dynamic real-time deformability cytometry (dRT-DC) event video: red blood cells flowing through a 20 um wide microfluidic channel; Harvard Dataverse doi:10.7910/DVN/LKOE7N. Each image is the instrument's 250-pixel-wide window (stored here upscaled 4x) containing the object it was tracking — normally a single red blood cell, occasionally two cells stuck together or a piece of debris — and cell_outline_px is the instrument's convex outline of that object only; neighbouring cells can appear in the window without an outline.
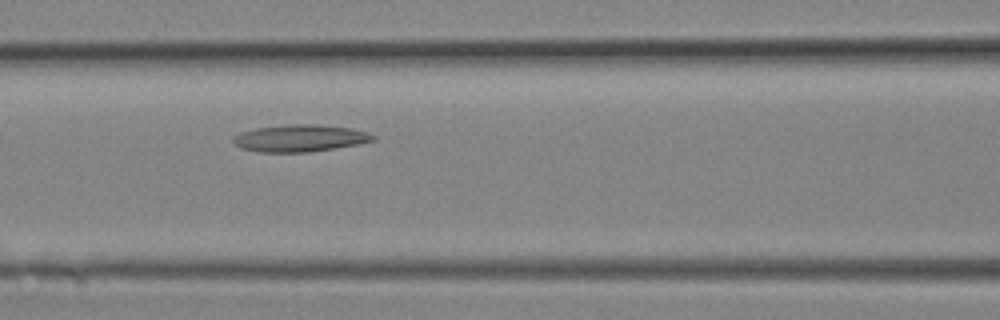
{"species": "Egyptian fruit bat (a non-hibernating species)", "species_latin": "Rousettus aegyptiacus", "temperature_condition": "room temperature", "stored_images_in_passage": 8, "camera_frame_rate_fps": 3000, "um_per_image_px": 0.085, "animal": {"sex": "female"}, "frame": {"image": 1, "passage_image": 7, "time_ms": 2.0, "image_size_px": [1000, 320], "cell_outline_px": [[376, 140], [360, 144], [308, 152], [260, 152], [240, 148], [232, 144], [232, 136], [240, 132], [256, 128], [288, 124], [316, 124], [352, 128], [368, 132], [376, 136]], "centroid_in_image_um": [25.48, 11.74], "position_along_channel_um": 141.1, "area_um2": 22.31}}
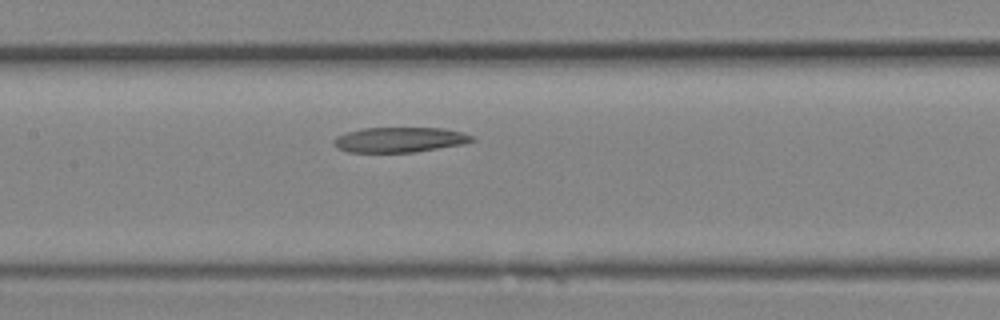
{"frame": {"image": 2, "passage_image": 8, "time_ms": 2.333, "image_size_px": [1000, 320], "cell_outline_px": [[476, 140], [464, 144], [416, 152], [348, 152], [336, 148], [332, 140], [336, 136], [360, 128], [444, 128], [460, 132], [472, 136]], "centroid_in_image_um": [33.95, 11.88], "position_along_channel_um": 173.5, "area_um2": 20.29}}